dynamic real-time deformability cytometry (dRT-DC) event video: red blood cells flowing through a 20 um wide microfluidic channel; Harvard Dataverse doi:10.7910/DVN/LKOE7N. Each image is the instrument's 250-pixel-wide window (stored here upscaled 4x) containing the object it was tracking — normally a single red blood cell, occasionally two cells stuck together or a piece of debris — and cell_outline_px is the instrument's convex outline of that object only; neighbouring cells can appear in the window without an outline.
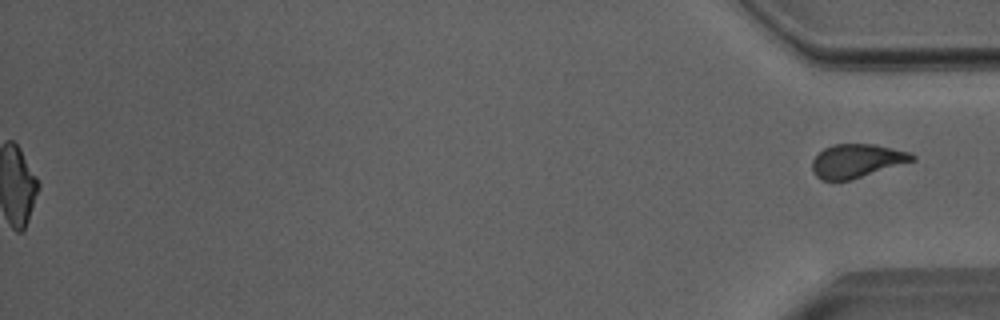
{"species": "Egyptian fruit bat (a non-hibernating species)", "species_latin": "Rousettus aegyptiacus", "temperature_condition": "room temperature", "stored_images_in_passage": 50, "segment_of_instrument_passage": [2, 2], "camera_frame_rate_fps": 3000, "um_per_image_px": 0.085, "animal": {"sex": "male"}, "frame": {"image": 1, "passage_image": 50, "time_ms": 16.333, "image_size_px": [1000, 320], "cell_outline_px": [[916, 160], [852, 180], [820, 180], [812, 172], [812, 160], [824, 148], [832, 144], [872, 144], [912, 152], [916, 156]], "centroid_in_image_um": [72.84, 13.68], "position_along_channel_um": 362.4, "area_um2": 19.77}}